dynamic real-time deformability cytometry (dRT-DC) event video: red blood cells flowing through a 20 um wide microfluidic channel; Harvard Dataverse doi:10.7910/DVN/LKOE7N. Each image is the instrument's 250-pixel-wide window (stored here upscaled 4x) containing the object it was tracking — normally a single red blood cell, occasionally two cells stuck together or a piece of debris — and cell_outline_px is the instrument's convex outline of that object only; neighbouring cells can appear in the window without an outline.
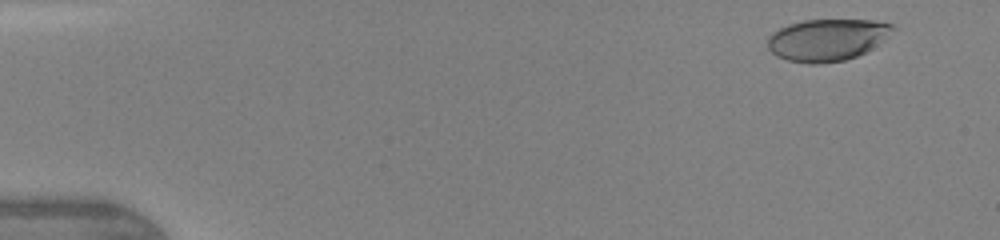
{"species": "human", "species_latin": "Homo sapiens", "temperature_condition": "warm", "stored_images_in_passage": 47, "camera_frame_rate_fps": 3000, "um_per_image_px": 0.085, "donor": {"sex": "female"}, "frame": {"image": 1, "passage_image": 4, "time_ms": 1.0, "image_size_px": [1000, 240], "cell_outline_px": [[896, 28], [888, 36], [868, 52], [844, 60], [820, 64], [808, 64], [788, 60], [776, 56], [768, 48], [768, 36], [772, 32], [788, 24], [804, 20], [872, 20], [892, 24]], "centroid_in_image_um": [70.31, 3.39], "position_along_channel_um": 14.7, "area_um2": 30.69}}
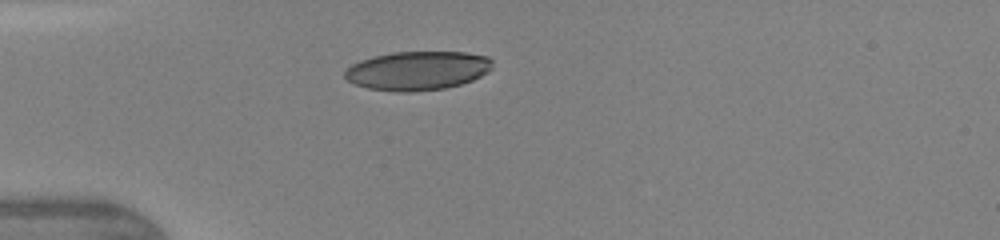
{"frame": {"image": 2, "passage_image": 14, "time_ms": 4.333, "image_size_px": [1000, 240], "cell_outline_px": [[492, 68], [488, 72], [472, 80], [460, 84], [444, 88], [412, 92], [396, 92], [368, 88], [352, 84], [344, 76], [344, 72], [352, 64], [360, 60], [392, 52], [464, 52], [488, 56], [492, 60]], "centroid_in_image_um": [35.48, 6.01], "position_along_channel_um": 49.5, "area_um2": 33.52}}
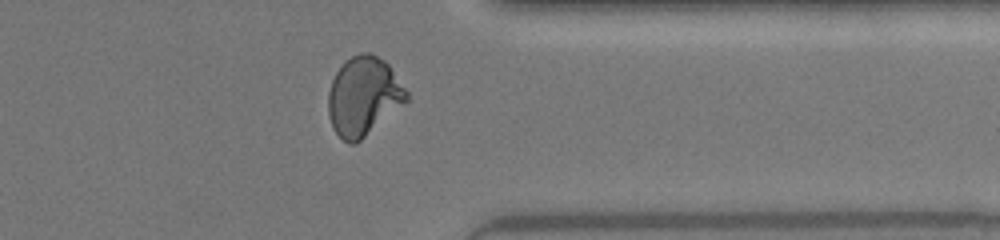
{"frame": {"image": 3, "passage_image": 38, "time_ms": 12.333, "image_size_px": [1000, 240], "cell_outline_px": [[408, 100], [356, 144], [348, 144], [332, 128], [328, 116], [328, 92], [332, 80], [336, 72], [344, 60], [360, 52], [368, 52], [384, 60], [388, 64], [408, 92]], "centroid_in_image_um": [30.87, 8.18], "position_along_channel_um": 380.5, "area_um2": 35.89}, "authors_computed_cell_mechanics": {"area_um2": 34.7378, "velocity_mm_per_s": 4.3908, "shape_relaxation_time_tau1_ms": 3.6562, "shape_relaxation_time_tau2_ms": null, "deformation_change_tau1": 0.1875, "deformation_change_tau2": null}}